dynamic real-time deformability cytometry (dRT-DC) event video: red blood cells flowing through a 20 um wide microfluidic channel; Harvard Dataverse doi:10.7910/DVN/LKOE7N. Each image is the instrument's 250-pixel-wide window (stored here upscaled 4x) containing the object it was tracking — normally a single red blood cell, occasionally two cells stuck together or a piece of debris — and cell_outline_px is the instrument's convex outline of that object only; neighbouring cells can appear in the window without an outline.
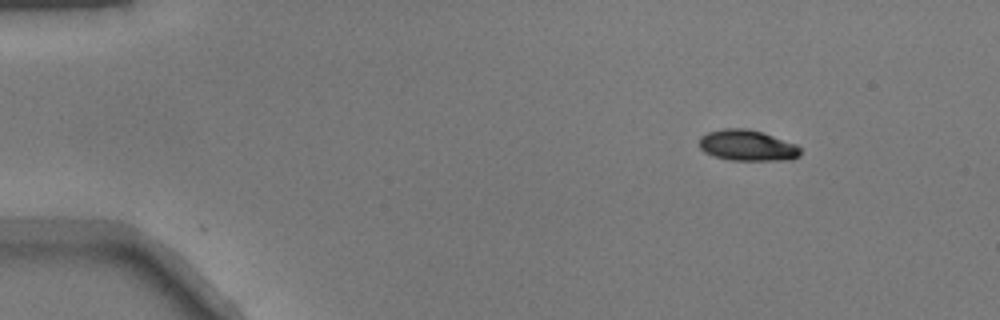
{"species": "common noctule bat (a hibernating species)", "species_latin": "Nyctalus noctula", "temperature_condition": "warm", "stored_images_in_passage": 2, "camera_frame_rate_fps": 3000, "um_per_image_px": 0.085, "animal": {"sex": "male", "body_mass_g": 17.9}, "frame": {"image": 1, "passage_image": 1, "time_ms": 0.0, "image_size_px": [1000, 320], "cell_outline_px": [[800, 156], [792, 160], [728, 160], [704, 152], [700, 148], [700, 136], [708, 132], [724, 128], [744, 128], [760, 132], [796, 144], [800, 148]], "centroid_in_image_um": [63.52, 12.37], "position_along_channel_um": 21.5, "area_um2": 18.09}}